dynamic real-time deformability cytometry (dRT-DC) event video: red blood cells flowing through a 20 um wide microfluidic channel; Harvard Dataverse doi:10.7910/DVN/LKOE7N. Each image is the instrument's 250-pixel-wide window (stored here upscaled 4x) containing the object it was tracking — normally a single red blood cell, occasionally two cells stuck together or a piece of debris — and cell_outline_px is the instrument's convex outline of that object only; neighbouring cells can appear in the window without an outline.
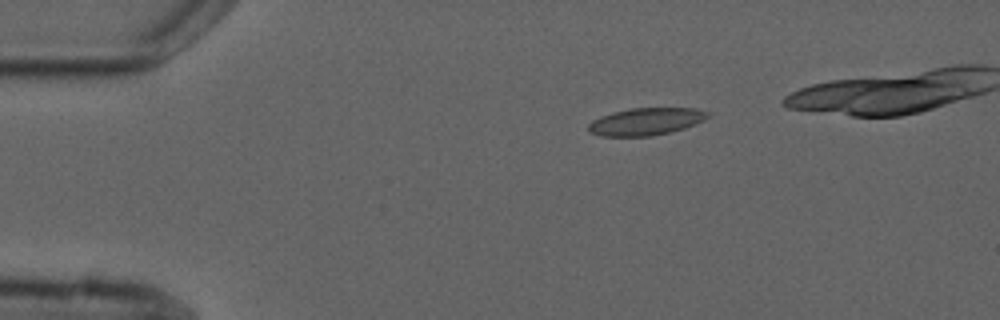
{"species": "common noctule bat (a hibernating species)", "species_latin": "Nyctalus noctula", "temperature_condition": "cold", "stored_images_in_passage": 3, "camera_frame_rate_fps": 3000, "um_per_image_px": 0.085, "animal": {"sex": "male", "forearm_length_mm": 52.5}, "frame": {"image": 1, "passage_image": 1, "time_ms": 0.0, "image_size_px": [1000, 320], "cell_outline_px": [[712, 116], [696, 124], [684, 128], [652, 136], [600, 136], [588, 132], [588, 124], [592, 120], [600, 116], [612, 112], [632, 108], [696, 108], [708, 112]], "centroid_in_image_um": [54.9, 10.33], "position_along_channel_um": 30.1, "area_um2": 19.13}}